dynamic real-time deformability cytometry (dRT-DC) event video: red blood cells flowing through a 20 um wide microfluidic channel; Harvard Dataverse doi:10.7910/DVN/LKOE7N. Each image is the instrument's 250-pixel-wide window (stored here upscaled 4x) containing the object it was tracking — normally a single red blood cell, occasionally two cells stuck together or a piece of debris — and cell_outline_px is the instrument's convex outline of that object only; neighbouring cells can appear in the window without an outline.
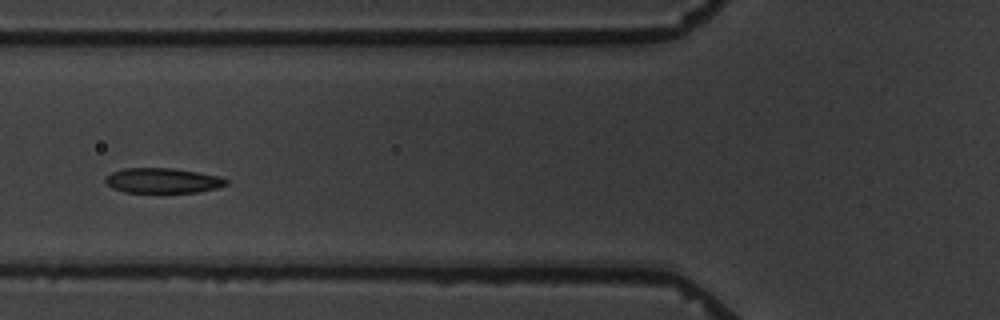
{"species": "common noctule bat (a hibernating species)", "species_latin": "Nyctalus noctula", "temperature_condition": "warm", "stored_images_in_passage": 12, "segment_of_instrument_passage": [1, 2], "camera_frame_rate_fps": 3000, "um_per_image_px": 0.085, "animal": {"sex": "male", "body_mass_g": 19.5, "forearm_length_mm": 54.6}, "frame": {"image": 1, "passage_image": 2, "time_ms": 1.0, "image_size_px": [1000, 320], "cell_outline_px": [[228, 184], [216, 188], [196, 192], [124, 192], [112, 188], [104, 180], [112, 172], [124, 168], [172, 168], [220, 176], [228, 180]], "centroid_in_image_um": [13.83, 15.35], "position_along_channel_um": 112.0, "area_um2": 17.46}}
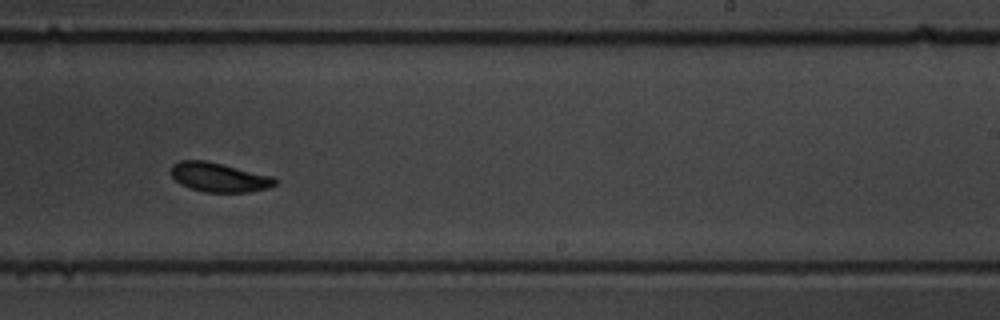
{"frame": {"image": 2, "passage_image": 6, "time_ms": 5.667, "image_size_px": [1000, 320], "cell_outline_px": [[276, 184], [268, 188], [248, 192], [204, 192], [188, 188], [180, 184], [172, 176], [172, 164], [180, 160], [208, 160], [272, 176], [276, 180]], "centroid_in_image_um": [18.6, 15.06], "position_along_channel_um": 270.4, "area_um2": 17.8}}
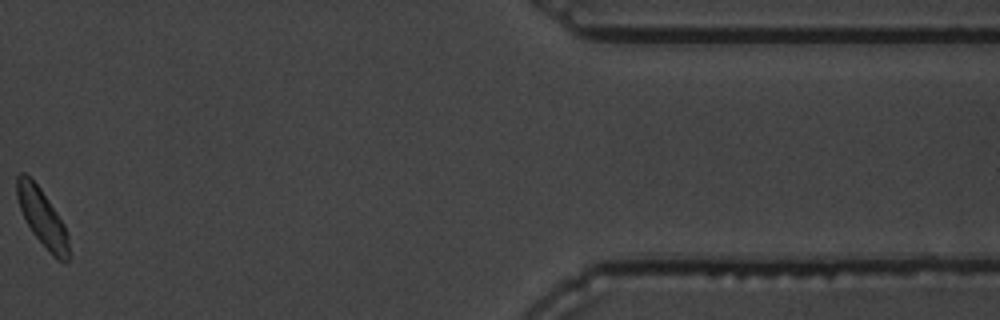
{"frame": {"image": 3, "passage_image": 10, "time_ms": 11.333, "image_size_px": [1000, 320], "cell_outline_px": [[68, 260], [56, 260], [52, 256], [32, 232], [20, 208], [16, 196], [16, 176], [20, 172], [24, 172], [40, 188], [64, 224], [68, 236]], "centroid_in_image_um": [3.57, 18.48], "position_along_channel_um": 407.8, "area_um2": 16.99}}